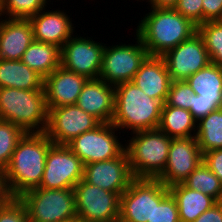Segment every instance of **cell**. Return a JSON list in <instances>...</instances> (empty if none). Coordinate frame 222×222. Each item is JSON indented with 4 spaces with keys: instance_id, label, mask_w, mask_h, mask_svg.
<instances>
[{
    "instance_id": "cell-31",
    "label": "cell",
    "mask_w": 222,
    "mask_h": 222,
    "mask_svg": "<svg viewBox=\"0 0 222 222\" xmlns=\"http://www.w3.org/2000/svg\"><path fill=\"white\" fill-rule=\"evenodd\" d=\"M26 132L11 122L0 119V169L5 170L18 142Z\"/></svg>"
},
{
    "instance_id": "cell-9",
    "label": "cell",
    "mask_w": 222,
    "mask_h": 222,
    "mask_svg": "<svg viewBox=\"0 0 222 222\" xmlns=\"http://www.w3.org/2000/svg\"><path fill=\"white\" fill-rule=\"evenodd\" d=\"M77 219L83 222H116L119 219L120 196L93 186L81 179L73 188Z\"/></svg>"
},
{
    "instance_id": "cell-18",
    "label": "cell",
    "mask_w": 222,
    "mask_h": 222,
    "mask_svg": "<svg viewBox=\"0 0 222 222\" xmlns=\"http://www.w3.org/2000/svg\"><path fill=\"white\" fill-rule=\"evenodd\" d=\"M88 78L60 66L44 78L47 108L74 105Z\"/></svg>"
},
{
    "instance_id": "cell-38",
    "label": "cell",
    "mask_w": 222,
    "mask_h": 222,
    "mask_svg": "<svg viewBox=\"0 0 222 222\" xmlns=\"http://www.w3.org/2000/svg\"><path fill=\"white\" fill-rule=\"evenodd\" d=\"M203 23L222 20V0H203Z\"/></svg>"
},
{
    "instance_id": "cell-5",
    "label": "cell",
    "mask_w": 222,
    "mask_h": 222,
    "mask_svg": "<svg viewBox=\"0 0 222 222\" xmlns=\"http://www.w3.org/2000/svg\"><path fill=\"white\" fill-rule=\"evenodd\" d=\"M130 135L123 139L134 178L156 179L166 167L172 138L158 128Z\"/></svg>"
},
{
    "instance_id": "cell-41",
    "label": "cell",
    "mask_w": 222,
    "mask_h": 222,
    "mask_svg": "<svg viewBox=\"0 0 222 222\" xmlns=\"http://www.w3.org/2000/svg\"><path fill=\"white\" fill-rule=\"evenodd\" d=\"M10 198L5 184L4 171L0 169V202L6 201Z\"/></svg>"
},
{
    "instance_id": "cell-34",
    "label": "cell",
    "mask_w": 222,
    "mask_h": 222,
    "mask_svg": "<svg viewBox=\"0 0 222 222\" xmlns=\"http://www.w3.org/2000/svg\"><path fill=\"white\" fill-rule=\"evenodd\" d=\"M0 222H30L27 209L18 197L0 202Z\"/></svg>"
},
{
    "instance_id": "cell-24",
    "label": "cell",
    "mask_w": 222,
    "mask_h": 222,
    "mask_svg": "<svg viewBox=\"0 0 222 222\" xmlns=\"http://www.w3.org/2000/svg\"><path fill=\"white\" fill-rule=\"evenodd\" d=\"M21 61L45 78L61 66V48L33 40Z\"/></svg>"
},
{
    "instance_id": "cell-17",
    "label": "cell",
    "mask_w": 222,
    "mask_h": 222,
    "mask_svg": "<svg viewBox=\"0 0 222 222\" xmlns=\"http://www.w3.org/2000/svg\"><path fill=\"white\" fill-rule=\"evenodd\" d=\"M47 7L29 18L33 29V39L38 42L56 45L59 48L76 32L71 15L64 10Z\"/></svg>"
},
{
    "instance_id": "cell-40",
    "label": "cell",
    "mask_w": 222,
    "mask_h": 222,
    "mask_svg": "<svg viewBox=\"0 0 222 222\" xmlns=\"http://www.w3.org/2000/svg\"><path fill=\"white\" fill-rule=\"evenodd\" d=\"M179 0H147L150 7L156 9L175 8Z\"/></svg>"
},
{
    "instance_id": "cell-29",
    "label": "cell",
    "mask_w": 222,
    "mask_h": 222,
    "mask_svg": "<svg viewBox=\"0 0 222 222\" xmlns=\"http://www.w3.org/2000/svg\"><path fill=\"white\" fill-rule=\"evenodd\" d=\"M183 184L190 189L215 198L218 202H222V182L203 161Z\"/></svg>"
},
{
    "instance_id": "cell-36",
    "label": "cell",
    "mask_w": 222,
    "mask_h": 222,
    "mask_svg": "<svg viewBox=\"0 0 222 222\" xmlns=\"http://www.w3.org/2000/svg\"><path fill=\"white\" fill-rule=\"evenodd\" d=\"M220 107L213 102V100H206L200 98V95H193L192 107L190 112L193 118L198 122L201 118L207 116L212 111L219 109Z\"/></svg>"
},
{
    "instance_id": "cell-3",
    "label": "cell",
    "mask_w": 222,
    "mask_h": 222,
    "mask_svg": "<svg viewBox=\"0 0 222 222\" xmlns=\"http://www.w3.org/2000/svg\"><path fill=\"white\" fill-rule=\"evenodd\" d=\"M162 107L160 100L149 97L133 82L121 83L115 86L114 116L111 123L124 134L130 130L129 133L157 129Z\"/></svg>"
},
{
    "instance_id": "cell-7",
    "label": "cell",
    "mask_w": 222,
    "mask_h": 222,
    "mask_svg": "<svg viewBox=\"0 0 222 222\" xmlns=\"http://www.w3.org/2000/svg\"><path fill=\"white\" fill-rule=\"evenodd\" d=\"M134 36L136 44H105L100 79L113 86L132 81L141 64L149 56L141 39L136 34Z\"/></svg>"
},
{
    "instance_id": "cell-37",
    "label": "cell",
    "mask_w": 222,
    "mask_h": 222,
    "mask_svg": "<svg viewBox=\"0 0 222 222\" xmlns=\"http://www.w3.org/2000/svg\"><path fill=\"white\" fill-rule=\"evenodd\" d=\"M203 162L222 182V149L203 153Z\"/></svg>"
},
{
    "instance_id": "cell-10",
    "label": "cell",
    "mask_w": 222,
    "mask_h": 222,
    "mask_svg": "<svg viewBox=\"0 0 222 222\" xmlns=\"http://www.w3.org/2000/svg\"><path fill=\"white\" fill-rule=\"evenodd\" d=\"M84 164L67 145L52 144L48 150L41 184L43 189H73L83 179Z\"/></svg>"
},
{
    "instance_id": "cell-15",
    "label": "cell",
    "mask_w": 222,
    "mask_h": 222,
    "mask_svg": "<svg viewBox=\"0 0 222 222\" xmlns=\"http://www.w3.org/2000/svg\"><path fill=\"white\" fill-rule=\"evenodd\" d=\"M126 150L114 159L84 165L83 180L119 196L134 180Z\"/></svg>"
},
{
    "instance_id": "cell-8",
    "label": "cell",
    "mask_w": 222,
    "mask_h": 222,
    "mask_svg": "<svg viewBox=\"0 0 222 222\" xmlns=\"http://www.w3.org/2000/svg\"><path fill=\"white\" fill-rule=\"evenodd\" d=\"M115 132L121 135L120 130L112 123H101L93 130L74 138L67 146L84 165L114 159L126 148Z\"/></svg>"
},
{
    "instance_id": "cell-28",
    "label": "cell",
    "mask_w": 222,
    "mask_h": 222,
    "mask_svg": "<svg viewBox=\"0 0 222 222\" xmlns=\"http://www.w3.org/2000/svg\"><path fill=\"white\" fill-rule=\"evenodd\" d=\"M148 222H180L175 198L158 179H154V210Z\"/></svg>"
},
{
    "instance_id": "cell-42",
    "label": "cell",
    "mask_w": 222,
    "mask_h": 222,
    "mask_svg": "<svg viewBox=\"0 0 222 222\" xmlns=\"http://www.w3.org/2000/svg\"><path fill=\"white\" fill-rule=\"evenodd\" d=\"M71 222H83V221L76 219V220L71 221Z\"/></svg>"
},
{
    "instance_id": "cell-30",
    "label": "cell",
    "mask_w": 222,
    "mask_h": 222,
    "mask_svg": "<svg viewBox=\"0 0 222 222\" xmlns=\"http://www.w3.org/2000/svg\"><path fill=\"white\" fill-rule=\"evenodd\" d=\"M210 62L222 67V21H208L197 26Z\"/></svg>"
},
{
    "instance_id": "cell-23",
    "label": "cell",
    "mask_w": 222,
    "mask_h": 222,
    "mask_svg": "<svg viewBox=\"0 0 222 222\" xmlns=\"http://www.w3.org/2000/svg\"><path fill=\"white\" fill-rule=\"evenodd\" d=\"M44 78L21 60L0 59V88L44 90Z\"/></svg>"
},
{
    "instance_id": "cell-26",
    "label": "cell",
    "mask_w": 222,
    "mask_h": 222,
    "mask_svg": "<svg viewBox=\"0 0 222 222\" xmlns=\"http://www.w3.org/2000/svg\"><path fill=\"white\" fill-rule=\"evenodd\" d=\"M158 129L171 138L195 137L197 121L187 109L163 105Z\"/></svg>"
},
{
    "instance_id": "cell-2",
    "label": "cell",
    "mask_w": 222,
    "mask_h": 222,
    "mask_svg": "<svg viewBox=\"0 0 222 222\" xmlns=\"http://www.w3.org/2000/svg\"><path fill=\"white\" fill-rule=\"evenodd\" d=\"M150 9L139 21L136 35L149 56H162L197 32V26L174 8Z\"/></svg>"
},
{
    "instance_id": "cell-1",
    "label": "cell",
    "mask_w": 222,
    "mask_h": 222,
    "mask_svg": "<svg viewBox=\"0 0 222 222\" xmlns=\"http://www.w3.org/2000/svg\"><path fill=\"white\" fill-rule=\"evenodd\" d=\"M53 142L45 133H26L18 142L4 170L5 184L10 197H20L40 186L46 156Z\"/></svg>"
},
{
    "instance_id": "cell-13",
    "label": "cell",
    "mask_w": 222,
    "mask_h": 222,
    "mask_svg": "<svg viewBox=\"0 0 222 222\" xmlns=\"http://www.w3.org/2000/svg\"><path fill=\"white\" fill-rule=\"evenodd\" d=\"M172 81L186 80L210 62L207 49L198 32L161 56Z\"/></svg>"
},
{
    "instance_id": "cell-21",
    "label": "cell",
    "mask_w": 222,
    "mask_h": 222,
    "mask_svg": "<svg viewBox=\"0 0 222 222\" xmlns=\"http://www.w3.org/2000/svg\"><path fill=\"white\" fill-rule=\"evenodd\" d=\"M149 97L165 103L172 79L161 56H148L132 81Z\"/></svg>"
},
{
    "instance_id": "cell-33",
    "label": "cell",
    "mask_w": 222,
    "mask_h": 222,
    "mask_svg": "<svg viewBox=\"0 0 222 222\" xmlns=\"http://www.w3.org/2000/svg\"><path fill=\"white\" fill-rule=\"evenodd\" d=\"M193 95V89L185 80L172 81L167 99L163 105L190 110L192 107Z\"/></svg>"
},
{
    "instance_id": "cell-20",
    "label": "cell",
    "mask_w": 222,
    "mask_h": 222,
    "mask_svg": "<svg viewBox=\"0 0 222 222\" xmlns=\"http://www.w3.org/2000/svg\"><path fill=\"white\" fill-rule=\"evenodd\" d=\"M0 59L21 60L33 42L29 19L0 17Z\"/></svg>"
},
{
    "instance_id": "cell-12",
    "label": "cell",
    "mask_w": 222,
    "mask_h": 222,
    "mask_svg": "<svg viewBox=\"0 0 222 222\" xmlns=\"http://www.w3.org/2000/svg\"><path fill=\"white\" fill-rule=\"evenodd\" d=\"M75 34L61 48V66L88 79L99 78L105 44Z\"/></svg>"
},
{
    "instance_id": "cell-39",
    "label": "cell",
    "mask_w": 222,
    "mask_h": 222,
    "mask_svg": "<svg viewBox=\"0 0 222 222\" xmlns=\"http://www.w3.org/2000/svg\"><path fill=\"white\" fill-rule=\"evenodd\" d=\"M193 222H222V202L216 203Z\"/></svg>"
},
{
    "instance_id": "cell-22",
    "label": "cell",
    "mask_w": 222,
    "mask_h": 222,
    "mask_svg": "<svg viewBox=\"0 0 222 222\" xmlns=\"http://www.w3.org/2000/svg\"><path fill=\"white\" fill-rule=\"evenodd\" d=\"M169 191L177 202L180 222H193L218 203L215 198L190 189L183 183L170 186Z\"/></svg>"
},
{
    "instance_id": "cell-19",
    "label": "cell",
    "mask_w": 222,
    "mask_h": 222,
    "mask_svg": "<svg viewBox=\"0 0 222 222\" xmlns=\"http://www.w3.org/2000/svg\"><path fill=\"white\" fill-rule=\"evenodd\" d=\"M115 86L100 78L88 79L76 105L101 123H111L114 116Z\"/></svg>"
},
{
    "instance_id": "cell-16",
    "label": "cell",
    "mask_w": 222,
    "mask_h": 222,
    "mask_svg": "<svg viewBox=\"0 0 222 222\" xmlns=\"http://www.w3.org/2000/svg\"><path fill=\"white\" fill-rule=\"evenodd\" d=\"M154 210V179L135 178L120 196L119 220L148 222Z\"/></svg>"
},
{
    "instance_id": "cell-6",
    "label": "cell",
    "mask_w": 222,
    "mask_h": 222,
    "mask_svg": "<svg viewBox=\"0 0 222 222\" xmlns=\"http://www.w3.org/2000/svg\"><path fill=\"white\" fill-rule=\"evenodd\" d=\"M19 199L30 222H71L77 219L74 189L34 188Z\"/></svg>"
},
{
    "instance_id": "cell-11",
    "label": "cell",
    "mask_w": 222,
    "mask_h": 222,
    "mask_svg": "<svg viewBox=\"0 0 222 222\" xmlns=\"http://www.w3.org/2000/svg\"><path fill=\"white\" fill-rule=\"evenodd\" d=\"M101 122L76 104L48 108L45 134L53 144L67 145L80 134L93 130Z\"/></svg>"
},
{
    "instance_id": "cell-27",
    "label": "cell",
    "mask_w": 222,
    "mask_h": 222,
    "mask_svg": "<svg viewBox=\"0 0 222 222\" xmlns=\"http://www.w3.org/2000/svg\"><path fill=\"white\" fill-rule=\"evenodd\" d=\"M203 153L222 149V109H216L197 122L196 136Z\"/></svg>"
},
{
    "instance_id": "cell-14",
    "label": "cell",
    "mask_w": 222,
    "mask_h": 222,
    "mask_svg": "<svg viewBox=\"0 0 222 222\" xmlns=\"http://www.w3.org/2000/svg\"><path fill=\"white\" fill-rule=\"evenodd\" d=\"M202 161L203 154L195 137L172 138L166 167L156 179L167 187L183 183Z\"/></svg>"
},
{
    "instance_id": "cell-32",
    "label": "cell",
    "mask_w": 222,
    "mask_h": 222,
    "mask_svg": "<svg viewBox=\"0 0 222 222\" xmlns=\"http://www.w3.org/2000/svg\"><path fill=\"white\" fill-rule=\"evenodd\" d=\"M47 4L46 0H0V17L29 19Z\"/></svg>"
},
{
    "instance_id": "cell-35",
    "label": "cell",
    "mask_w": 222,
    "mask_h": 222,
    "mask_svg": "<svg viewBox=\"0 0 222 222\" xmlns=\"http://www.w3.org/2000/svg\"><path fill=\"white\" fill-rule=\"evenodd\" d=\"M203 0H179L175 10L196 26L203 24Z\"/></svg>"
},
{
    "instance_id": "cell-4",
    "label": "cell",
    "mask_w": 222,
    "mask_h": 222,
    "mask_svg": "<svg viewBox=\"0 0 222 222\" xmlns=\"http://www.w3.org/2000/svg\"><path fill=\"white\" fill-rule=\"evenodd\" d=\"M0 119L17 125L26 133H45L48 108L44 90L0 88Z\"/></svg>"
},
{
    "instance_id": "cell-25",
    "label": "cell",
    "mask_w": 222,
    "mask_h": 222,
    "mask_svg": "<svg viewBox=\"0 0 222 222\" xmlns=\"http://www.w3.org/2000/svg\"><path fill=\"white\" fill-rule=\"evenodd\" d=\"M200 98L222 106V67L209 63L185 80Z\"/></svg>"
}]
</instances>
